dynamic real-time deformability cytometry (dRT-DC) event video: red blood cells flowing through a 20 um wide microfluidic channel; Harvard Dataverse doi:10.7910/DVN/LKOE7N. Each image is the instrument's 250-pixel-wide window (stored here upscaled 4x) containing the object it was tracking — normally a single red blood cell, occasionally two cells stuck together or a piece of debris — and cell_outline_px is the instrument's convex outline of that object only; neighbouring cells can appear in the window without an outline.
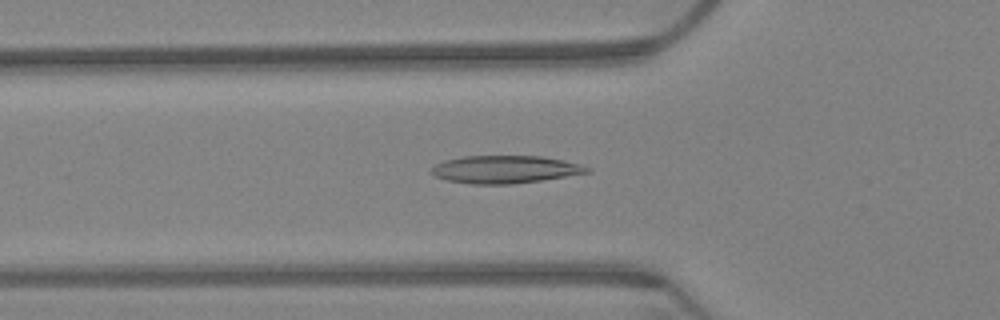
{"species": "Egyptian fruit bat (a non-hibernating species)", "species_latin": "Rousettus aegyptiacus", "temperature_condition": "warm", "stored_images_in_passage": 63, "camera_frame_rate_fps": 3000, "um_per_image_px": 0.085, "animal": {"sex": "female"}, "frame": {"image": 1, "passage_image": 21, "time_ms": 6.667, "image_size_px": [1000, 320], "cell_outline_px": [[592, 172], [540, 180], [512, 184], [472, 184], [448, 180], [436, 176], [432, 172], [432, 168], [436, 164], [444, 160], [464, 156], [544, 156], [564, 160], [580, 164], [592, 168]], "centroid_in_image_um": [42.98, 14.39], "position_along_channel_um": 82.8, "area_um2": 25.03}}
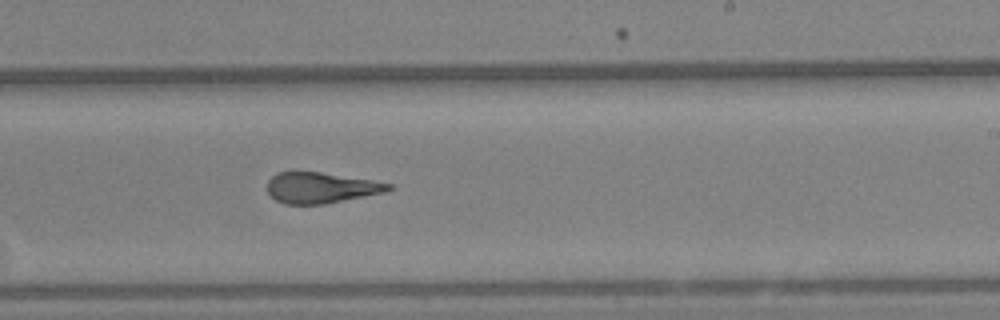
{"frame": {"image": 2, "passage_image": 38, "time_ms": 12.333, "image_size_px": [1000, 320], "cell_outline_px": [[396, 188], [384, 192], [324, 204], [284, 204], [276, 200], [268, 192], [268, 180], [276, 172], [296, 168], [372, 180], [392, 184]], "centroid_in_image_um": [27.23, 15.91], "position_along_channel_um": 261.8, "area_um2": 22.31}}
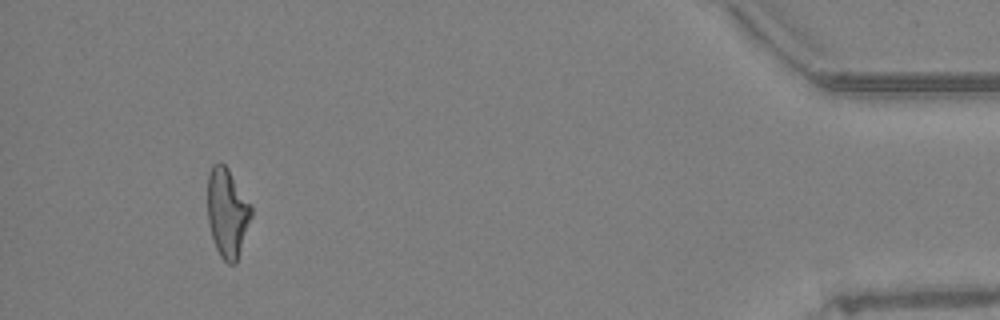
{"frame": {"image": 3, "passage_image": 59, "time_ms": 19.333, "image_size_px": [1000, 320], "cell_outline_px": [[252, 216], [236, 264], [228, 264], [220, 256], [216, 248], [212, 236], [208, 220], [208, 172], [212, 164], [220, 160], [228, 168], [252, 204]], "centroid_in_image_um": [19.33, 18.04], "position_along_channel_um": 415.9, "area_um2": 22.95}, "authors_computed_cell_mechanics": {"area_um2": 23.6402, "velocity_mm_per_s": 3.1692, "shape_relaxation_time_tau1_ms": null, "shape_relaxation_time_tau2_ms": 2.6307, "deformation_change_tau1": null, "deformation_change_tau2": 0.1265}}